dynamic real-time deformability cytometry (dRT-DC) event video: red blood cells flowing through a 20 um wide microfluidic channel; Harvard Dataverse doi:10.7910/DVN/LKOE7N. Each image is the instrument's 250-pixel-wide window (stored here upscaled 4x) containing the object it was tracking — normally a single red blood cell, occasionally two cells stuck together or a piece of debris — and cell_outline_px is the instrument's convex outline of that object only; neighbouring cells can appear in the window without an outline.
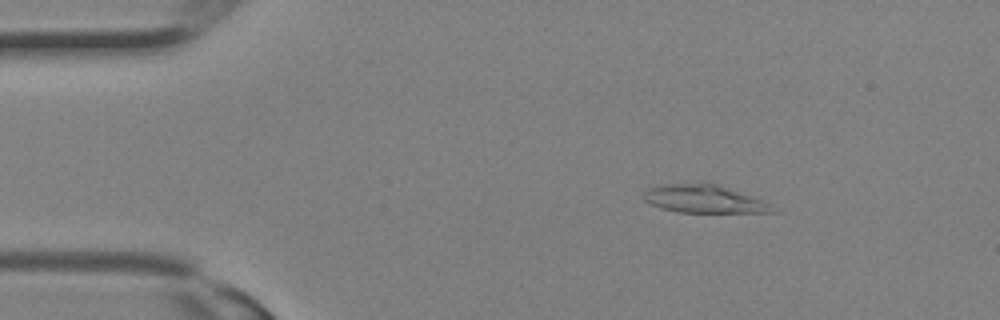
{"species": "Egyptian fruit bat (a non-hibernating species)", "species_latin": "Rousettus aegyptiacus", "temperature_condition": "room temperature", "stored_images_in_passage": 12, "camera_frame_rate_fps": 3000, "um_per_image_px": 0.085, "animal": {"sex": "female"}, "frame": {"image": 1, "passage_image": 4, "time_ms": 1.0, "image_size_px": [1000, 320], "cell_outline_px": [[780, 212], [676, 212], [660, 208], [644, 200], [644, 192], [648, 188], [668, 184], [720, 184], [760, 200], [768, 204]], "centroid_in_image_um": [59.82, 16.92], "position_along_channel_um": 25.2, "area_um2": 20.46}}
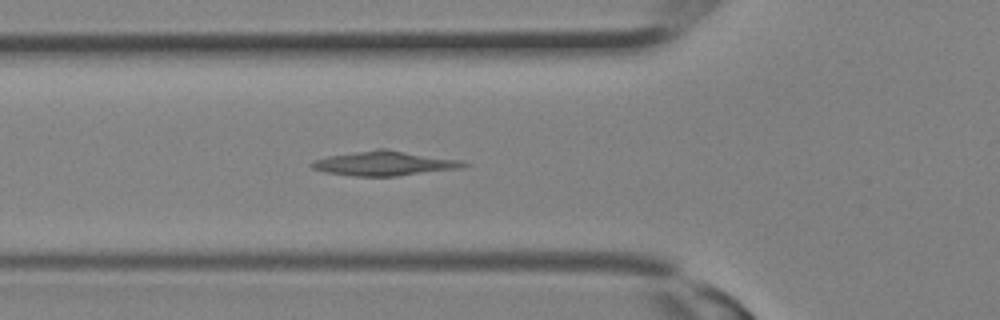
{"frame": {"image": 2, "passage_image": 10, "time_ms": 3.0, "image_size_px": [1000, 320], "cell_outline_px": [[472, 164], [464, 168], [396, 176], [356, 176], [324, 172], [312, 168], [312, 160], [328, 156], [376, 148], [384, 148], [460, 160]], "centroid_in_image_um": [32.71, 13.88], "position_along_channel_um": 93.1, "area_um2": 21.79}}
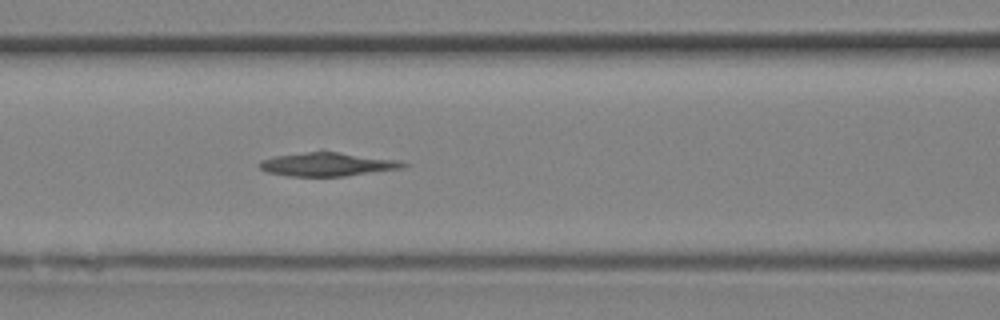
{"frame": {"image": 3, "passage_image": 12, "time_ms": 3.667, "image_size_px": [1000, 320], "cell_outline_px": [[412, 164], [404, 168], [344, 176], [288, 176], [268, 172], [260, 168], [256, 164], [260, 160], [276, 156], [304, 152], [336, 152], [400, 160]], "centroid_in_image_um": [27.86, 13.97], "position_along_channel_um": 138.7, "area_um2": 19.71}}